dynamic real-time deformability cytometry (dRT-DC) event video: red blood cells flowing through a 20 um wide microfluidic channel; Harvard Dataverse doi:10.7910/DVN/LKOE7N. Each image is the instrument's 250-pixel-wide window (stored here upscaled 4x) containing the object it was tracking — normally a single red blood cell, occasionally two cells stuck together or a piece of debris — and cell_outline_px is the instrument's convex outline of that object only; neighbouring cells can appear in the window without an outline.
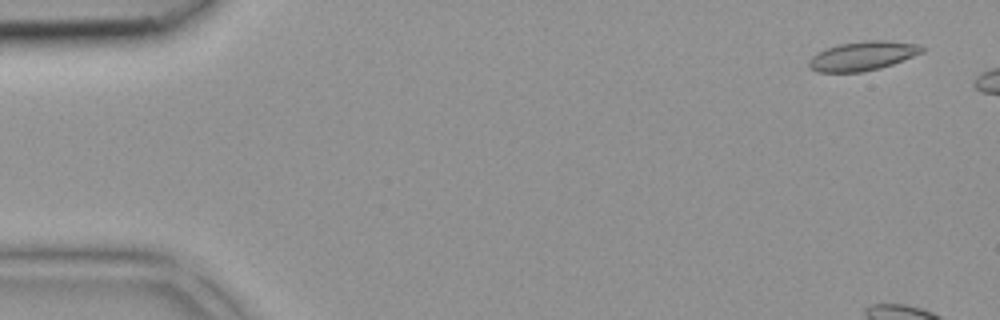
{"species": "common noctule bat (a hibernating species)", "species_latin": "Nyctalus noctula", "temperature_condition": "room temperature", "stored_images_in_passage": 7, "camera_frame_rate_fps": 3000, "um_per_image_px": 0.085, "animal": {"sex": "female", "body_mass_g": 18.4}, "frame": {"image": 1, "passage_image": 2, "time_ms": 0.333, "image_size_px": [1000, 320], "cell_outline_px": [[924, 52], [892, 64], [880, 68], [860, 72], [816, 72], [808, 68], [808, 60], [816, 52], [824, 48], [836, 44], [868, 40], [884, 40], [920, 44], [924, 48]], "centroid_in_image_um": [73.28, 4.74], "position_along_channel_um": 11.7, "area_um2": 19.48}}